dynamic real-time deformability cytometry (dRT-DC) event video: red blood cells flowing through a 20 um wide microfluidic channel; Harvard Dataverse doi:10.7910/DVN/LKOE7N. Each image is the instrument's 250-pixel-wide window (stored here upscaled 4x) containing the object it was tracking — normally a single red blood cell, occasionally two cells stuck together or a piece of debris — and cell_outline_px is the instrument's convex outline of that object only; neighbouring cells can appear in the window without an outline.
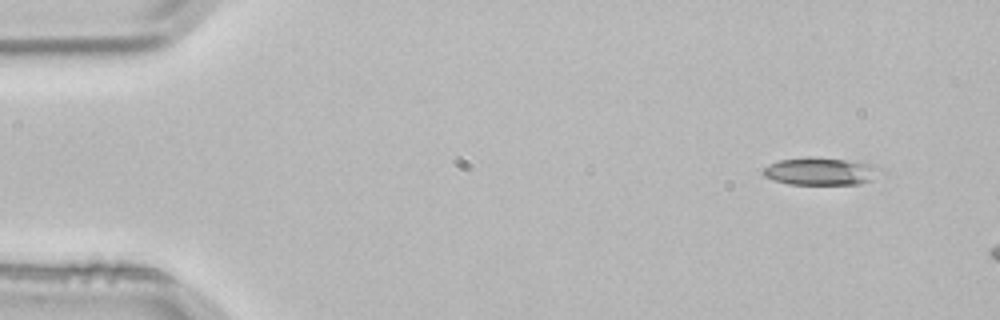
{"species": "common noctule bat (a hibernating species)", "species_latin": "Nyctalus noctula", "temperature_condition": "room temperature", "stored_images_in_passage": 4, "camera_frame_rate_fps": 3000, "um_per_image_px": 0.085, "animal": {"sex": "male", "body_mass_g": 21.5, "forearm_length_mm": 52.0}, "frame": {"image": 1, "passage_image": 1, "time_ms": 0.0, "image_size_px": [1000, 320], "cell_outline_px": [[888, 172], [872, 180], [860, 184], [788, 184], [764, 176], [764, 168], [768, 164], [780, 160], [808, 156], [880, 164]], "centroid_in_image_um": [69.93, 14.55], "position_along_channel_um": 15.1, "area_um2": 19.31}}